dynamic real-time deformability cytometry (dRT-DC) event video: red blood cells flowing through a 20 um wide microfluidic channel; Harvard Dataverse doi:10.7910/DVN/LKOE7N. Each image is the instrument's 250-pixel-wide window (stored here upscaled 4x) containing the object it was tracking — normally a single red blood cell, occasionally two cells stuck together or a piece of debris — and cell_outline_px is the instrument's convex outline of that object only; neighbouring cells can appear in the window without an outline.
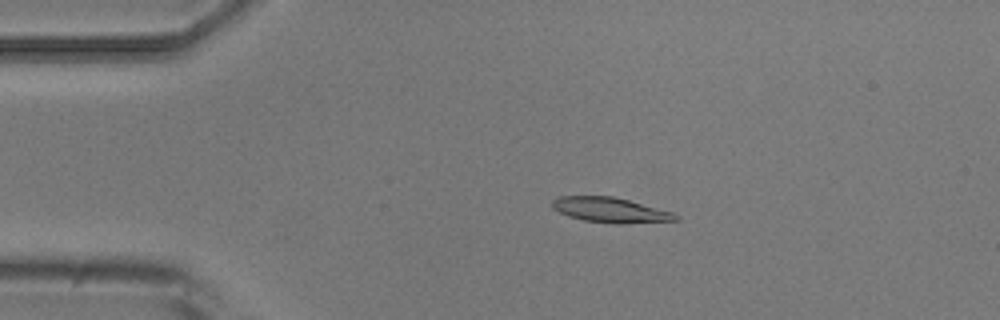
{"species": "common noctule bat (a hibernating species)", "species_latin": "Nyctalus noctula", "temperature_condition": "room temperature", "stored_images_in_passage": 7, "camera_frame_rate_fps": 3000, "um_per_image_px": 0.085, "animal": {"sex": "male", "body_mass_g": 20.5, "forearm_length_mm": 52.5}, "frame": {"image": 1, "passage_image": 3, "time_ms": 2.333, "image_size_px": [1000, 320], "cell_outline_px": [[680, 220], [624, 224], [612, 224], [584, 220], [568, 216], [552, 208], [552, 200], [560, 196], [612, 196], [628, 200], [672, 212], [680, 216]], "centroid_in_image_um": [51.89, 17.86], "position_along_channel_um": 33.1, "area_um2": 18.03}}
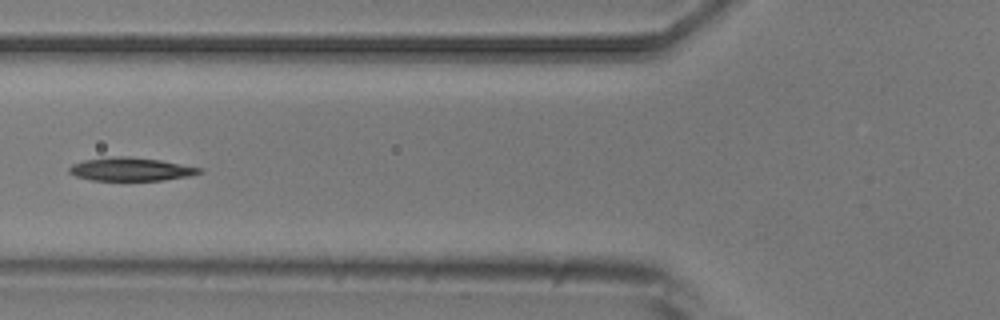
{"frame": {"image": 2, "passage_image": 6, "time_ms": 5.667, "image_size_px": [1000, 320], "cell_outline_px": [[204, 172], [188, 176], [160, 180], [92, 180], [76, 176], [68, 172], [68, 168], [72, 164], [84, 160], [112, 156], [128, 156], [160, 160], [204, 168]], "centroid_in_image_um": [11.13, 14.37], "position_along_channel_um": 114.7, "area_um2": 17.69}}
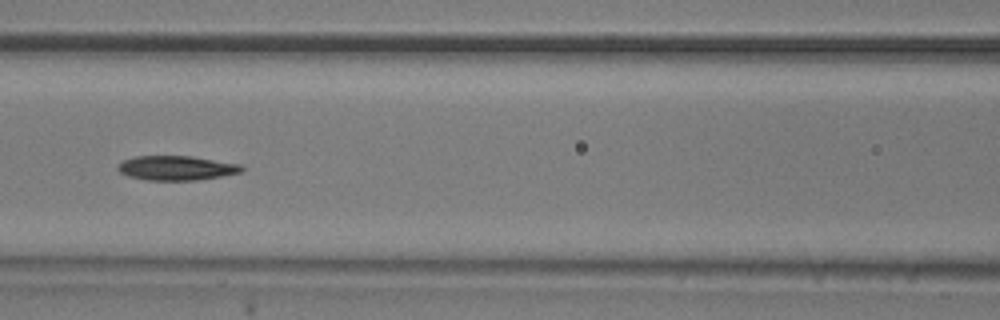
{"frame": {"image": 3, "passage_image": 7, "time_ms": 6.667, "image_size_px": [1000, 320], "cell_outline_px": [[244, 168], [240, 172], [220, 176], [196, 180], [148, 180], [128, 176], [120, 172], [116, 168], [124, 160], [132, 156], [192, 156], [240, 164]], "centroid_in_image_um": [14.97, 14.27], "position_along_channel_um": 151.6, "area_um2": 17.51}}